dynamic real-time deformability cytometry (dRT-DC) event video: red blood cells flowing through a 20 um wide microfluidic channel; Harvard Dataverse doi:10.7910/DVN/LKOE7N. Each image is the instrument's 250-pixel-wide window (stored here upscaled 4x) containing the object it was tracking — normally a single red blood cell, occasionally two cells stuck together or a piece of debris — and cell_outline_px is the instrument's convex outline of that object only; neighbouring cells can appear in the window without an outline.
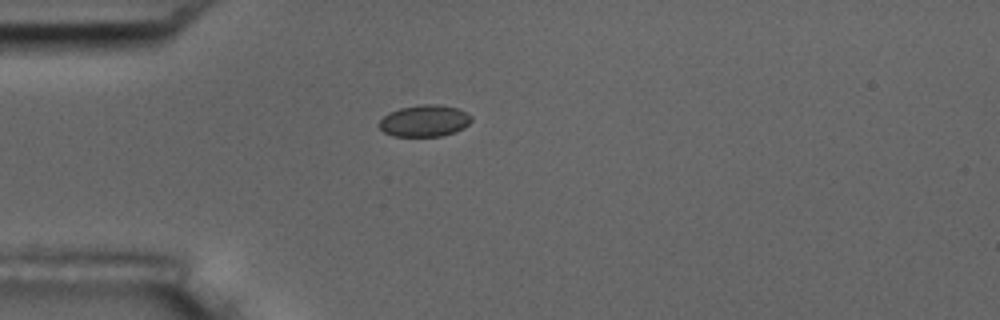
{"species": "common noctule bat (a hibernating species)", "species_latin": "Nyctalus noctula", "temperature_condition": "room temperature", "stored_images_in_passage": 1, "camera_frame_rate_fps": 3000, "um_per_image_px": 0.085, "animal": {"sex": "male", "body_mass_g": 17.5, "forearm_length_mm": 52.3}, "frame": {"image": 1, "passage_image": 1, "time_ms": 0.0, "image_size_px": [1000, 320], "cell_outline_px": [[472, 120], [464, 128], [456, 132], [440, 136], [392, 136], [384, 132], [376, 124], [384, 116], [400, 108], [420, 104], [436, 104], [460, 108], [472, 116]], "centroid_in_image_um": [36.1, 10.27], "position_along_channel_um": 48.9, "area_um2": 17.17}}